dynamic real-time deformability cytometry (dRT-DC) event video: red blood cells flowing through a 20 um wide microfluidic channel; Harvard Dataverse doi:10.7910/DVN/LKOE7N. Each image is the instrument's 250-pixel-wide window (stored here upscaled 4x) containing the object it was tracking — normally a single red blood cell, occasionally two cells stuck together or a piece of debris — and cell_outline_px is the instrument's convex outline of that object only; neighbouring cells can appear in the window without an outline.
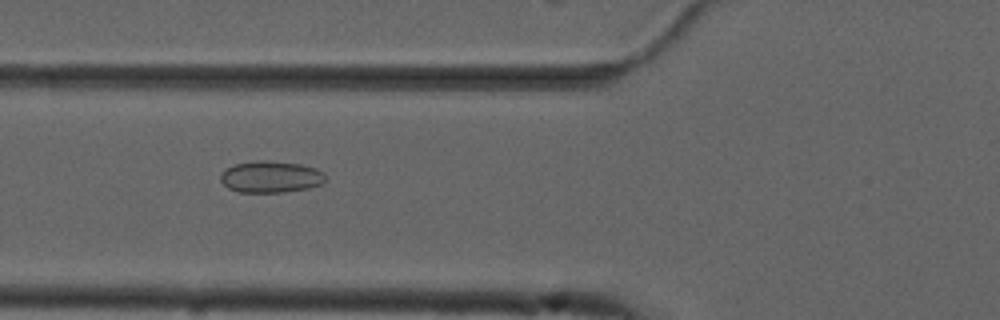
{"species": "common noctule bat (a hibernating species)", "species_latin": "Nyctalus noctula", "temperature_condition": "cold", "stored_images_in_passage": 53, "camera_frame_rate_fps": 3000, "um_per_image_px": 0.085, "animal": {"sex": "male", "forearm_length_mm": 52.5}, "frame": {"image": 1, "passage_image": 19, "time_ms": 6.0, "image_size_px": [1000, 320], "cell_outline_px": [[328, 180], [320, 184], [308, 188], [280, 192], [240, 192], [228, 188], [220, 180], [220, 172], [236, 164], [260, 160], [268, 160], [300, 164], [316, 168], [324, 172]], "centroid_in_image_um": [23.04, 15.02], "position_along_channel_um": 102.8, "area_um2": 19.36}}
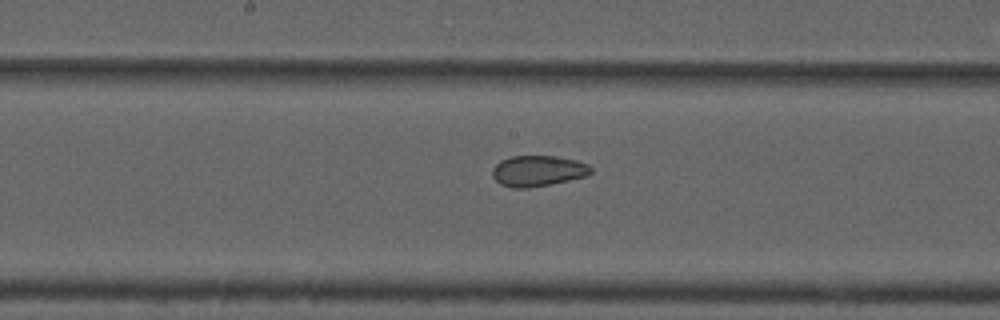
{"frame": {"image": 2, "passage_image": 27, "time_ms": 8.667, "image_size_px": [1000, 320], "cell_outline_px": [[592, 172], [588, 176], [528, 188], [512, 188], [500, 184], [492, 176], [492, 168], [500, 160], [512, 156], [556, 156], [576, 160], [588, 164], [592, 168]], "centroid_in_image_um": [45.72, 14.52], "position_along_channel_um": 202.5, "area_um2": 17.74}}
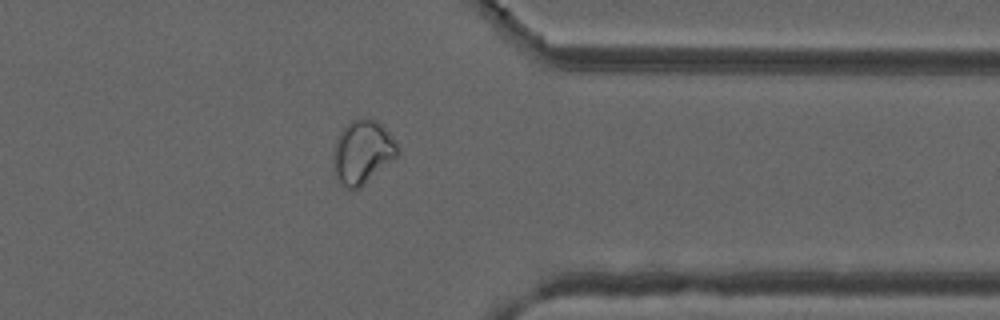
{"frame": {"image": 3, "passage_image": 42, "time_ms": 13.667, "image_size_px": [1000, 320], "cell_outline_px": [[400, 152], [396, 156], [360, 188], [352, 192], [344, 188], [336, 180], [332, 160], [332, 152], [336, 136], [352, 120], [368, 116], [376, 120], [392, 136], [400, 148]], "centroid_in_image_um": [30.76, 12.95], "position_along_channel_um": 380.6, "area_um2": 24.28}, "authors_computed_cell_mechanics": {"area_um2": 22.5998, "velocity_mm_per_s": 3.7244, "shape_relaxation_time_tau1_ms": null, "shape_relaxation_time_tau2_ms": 1.8652, "deformation_change_tau1": null, "deformation_change_tau2": 0.0694}}